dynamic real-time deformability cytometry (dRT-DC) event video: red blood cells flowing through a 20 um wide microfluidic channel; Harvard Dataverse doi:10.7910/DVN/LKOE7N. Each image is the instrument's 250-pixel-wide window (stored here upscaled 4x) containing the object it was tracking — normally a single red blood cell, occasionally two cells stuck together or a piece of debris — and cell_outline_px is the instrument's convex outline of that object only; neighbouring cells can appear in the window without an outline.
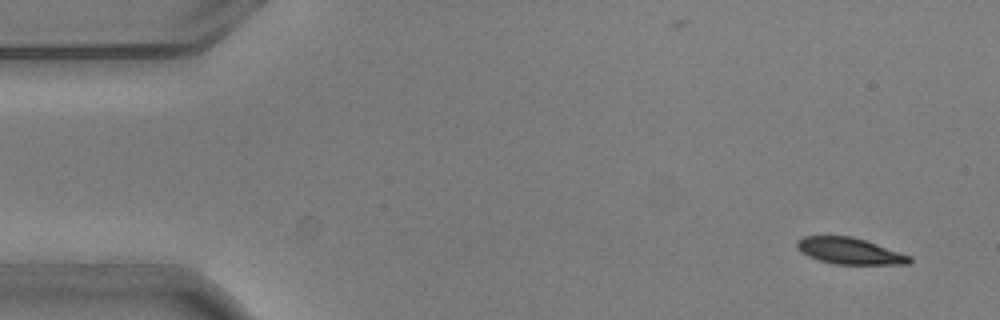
{"species": "common noctule bat (a hibernating species)", "species_latin": "Nyctalus noctula", "temperature_condition": "warm", "stored_images_in_passage": 2, "camera_frame_rate_fps": 3000, "um_per_image_px": 0.085, "animal": {"sex": "male", "body_mass_g": 20.5, "forearm_length_mm": 52.5}, "frame": {"image": 1, "passage_image": 2, "time_ms": 0.333, "image_size_px": [1000, 320], "cell_outline_px": [[912, 260], [908, 264], [836, 264], [820, 260], [808, 256], [800, 252], [796, 248], [796, 240], [804, 236], [852, 236], [912, 256]], "centroid_in_image_um": [72.18, 21.33], "position_along_channel_um": 12.8, "area_um2": 17.22}}